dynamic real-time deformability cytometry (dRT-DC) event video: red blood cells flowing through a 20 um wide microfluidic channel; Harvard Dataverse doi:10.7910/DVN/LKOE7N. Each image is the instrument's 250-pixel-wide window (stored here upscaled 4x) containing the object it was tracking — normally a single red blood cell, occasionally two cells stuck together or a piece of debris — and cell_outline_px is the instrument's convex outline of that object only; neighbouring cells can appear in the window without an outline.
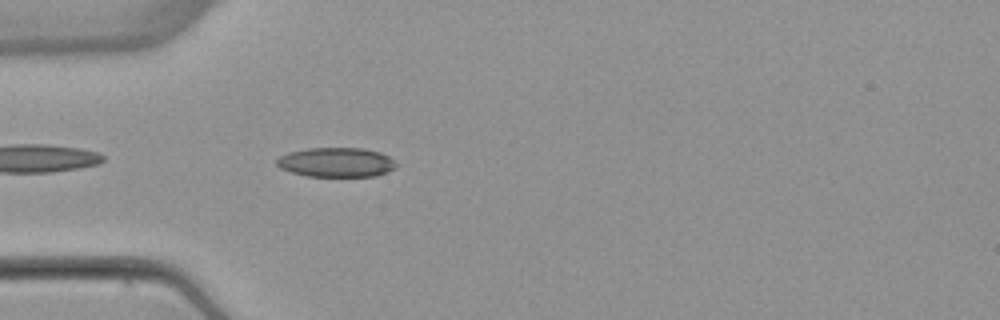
{"species": "common noctule bat (a hibernating species)", "species_latin": "Nyctalus noctula", "temperature_condition": "warm", "stored_images_in_passage": 40, "camera_frame_rate_fps": 3000, "um_per_image_px": 0.085, "animal": {"sex": "female", "body_mass_g": 22.7, "forearm_length_mm": 54.2}, "frame": {"image": 1, "passage_image": 3, "time_ms": 0.667, "image_size_px": [1000, 320], "cell_outline_px": [[396, 168], [388, 172], [376, 176], [308, 176], [292, 172], [280, 168], [276, 164], [276, 160], [280, 156], [288, 152], [308, 148], [364, 148], [380, 152], [388, 156], [396, 164]], "centroid_in_image_um": [28.59, 13.79], "position_along_channel_um": 56.4, "area_um2": 20.52}}
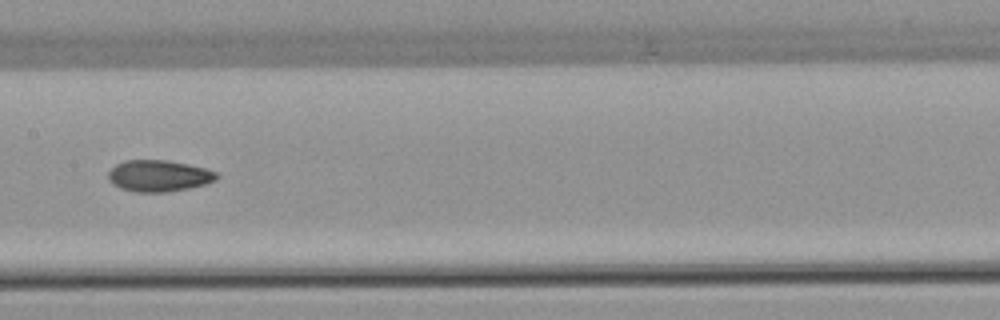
{"frame": {"image": 2, "passage_image": 14, "time_ms": 4.333, "image_size_px": [1000, 320], "cell_outline_px": [[220, 176], [216, 180], [204, 184], [188, 188], [168, 192], [136, 192], [120, 188], [112, 184], [108, 180], [108, 172], [116, 164], [124, 160], [168, 160], [188, 164], [204, 168], [216, 172]], "centroid_in_image_um": [13.48, 14.94], "position_along_channel_um": 193.9, "area_um2": 19.94}}
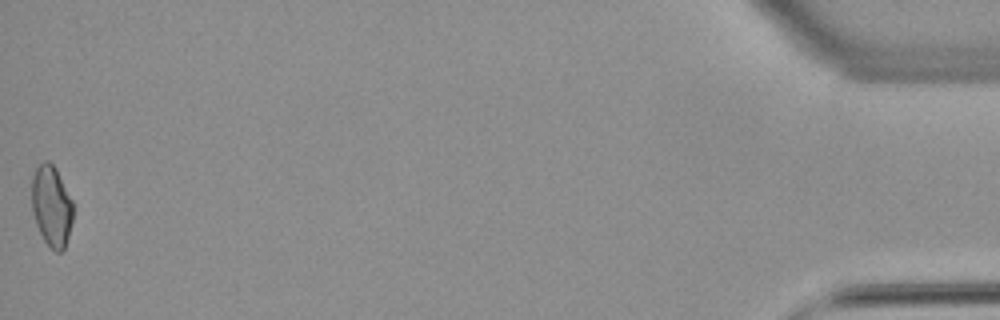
{"frame": {"image": 3, "passage_image": 40, "time_ms": 13.0, "image_size_px": [1000, 320], "cell_outline_px": [[72, 220], [68, 236], [64, 248], [60, 252], [56, 252], [44, 240], [36, 224], [32, 212], [32, 176], [36, 168], [44, 160], [48, 160], [56, 168], [72, 200]], "centroid_in_image_um": [4.37, 17.49], "position_along_channel_um": 430.8, "area_um2": 19.31}, "authors_computed_cell_mechanics": {"area_um2": 19.7387, "velocity_mm_per_s": 3.882, "shape_relaxation_time_tau1_ms": null, "shape_relaxation_time_tau2_ms": 2.7202, "deformation_change_tau1": null, "deformation_change_tau2": 0.0803}}